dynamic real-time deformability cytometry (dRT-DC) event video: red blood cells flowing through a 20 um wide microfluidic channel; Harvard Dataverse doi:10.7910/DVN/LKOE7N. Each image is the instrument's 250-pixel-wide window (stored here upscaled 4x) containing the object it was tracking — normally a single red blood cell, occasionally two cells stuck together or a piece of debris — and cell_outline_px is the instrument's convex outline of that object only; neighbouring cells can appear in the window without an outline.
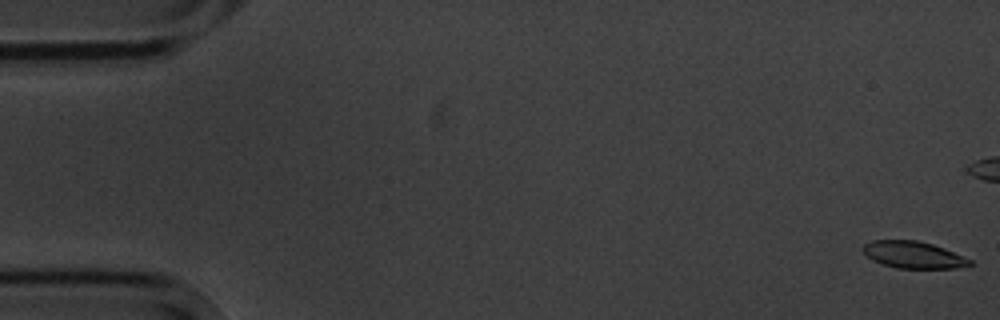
{"species": "common noctule bat (a hibernating species)", "species_latin": "Nyctalus noctula", "temperature_condition": "cold", "stored_images_in_passage": 6, "camera_frame_rate_fps": 3000, "um_per_image_px": 0.085, "animal": {"sex": "male", "body_mass_g": 20.1, "forearm_length_mm": 53.5}, "frame": {"image": 1, "passage_image": 1, "time_ms": 0.0, "image_size_px": [1000, 320], "cell_outline_px": [[972, 264], [956, 268], [896, 268], [872, 260], [860, 248], [864, 244], [872, 240], [916, 240], [932, 244], [944, 248], [972, 260]], "centroid_in_image_um": [77.61, 21.65], "position_along_channel_um": 7.4, "area_um2": 16.65}}
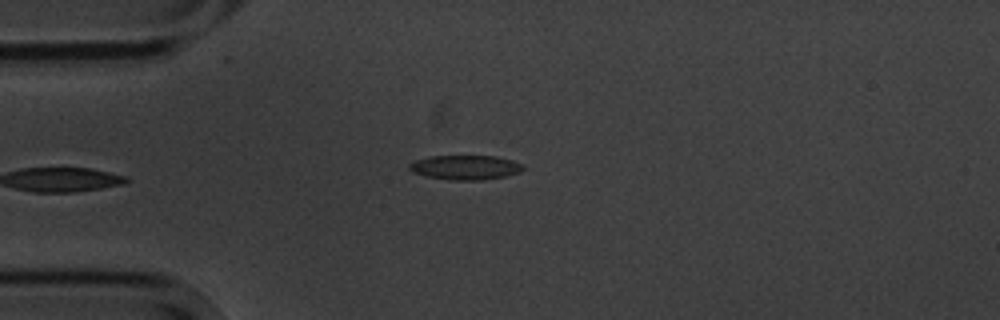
{"frame": {"image": 2, "passage_image": 6, "time_ms": 6.0, "image_size_px": [1000, 320], "cell_outline_px": [[524, 168], [520, 172], [504, 176], [484, 180], [448, 180], [424, 176], [412, 172], [408, 168], [408, 164], [416, 160], [432, 156], [496, 156], [512, 160], [520, 164]], "centroid_in_image_um": [39.51, 14.24], "position_along_channel_um": 45.5, "area_um2": 16.24}}